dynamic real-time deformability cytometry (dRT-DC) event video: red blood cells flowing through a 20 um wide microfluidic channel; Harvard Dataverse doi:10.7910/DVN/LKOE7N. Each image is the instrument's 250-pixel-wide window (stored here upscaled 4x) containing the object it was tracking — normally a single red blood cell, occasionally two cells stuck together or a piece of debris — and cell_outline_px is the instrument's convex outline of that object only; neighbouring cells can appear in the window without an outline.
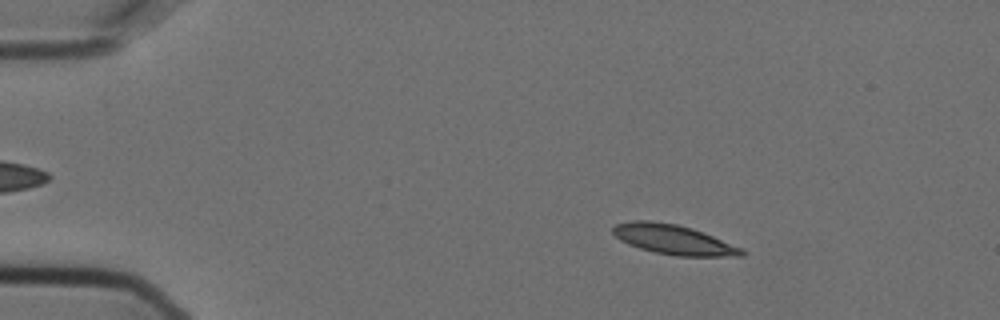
{"species": "Egyptian fruit bat (a non-hibernating species)", "species_latin": "Rousettus aegyptiacus", "temperature_condition": "cold", "stored_images_in_passage": 56, "camera_frame_rate_fps": 3000, "um_per_image_px": 0.085, "animal": {"sex": "female"}, "frame": {"image": 1, "passage_image": 9, "time_ms": 2.667, "image_size_px": [1000, 320], "cell_outline_px": [[744, 256], [676, 256], [656, 252], [640, 248], [628, 244], [620, 240], [612, 232], [612, 228], [616, 224], [632, 220], [648, 220], [676, 224], [692, 228], [704, 232], [744, 248]], "centroid_in_image_um": [57.27, 20.36], "position_along_channel_um": 27.7, "area_um2": 22.37}}
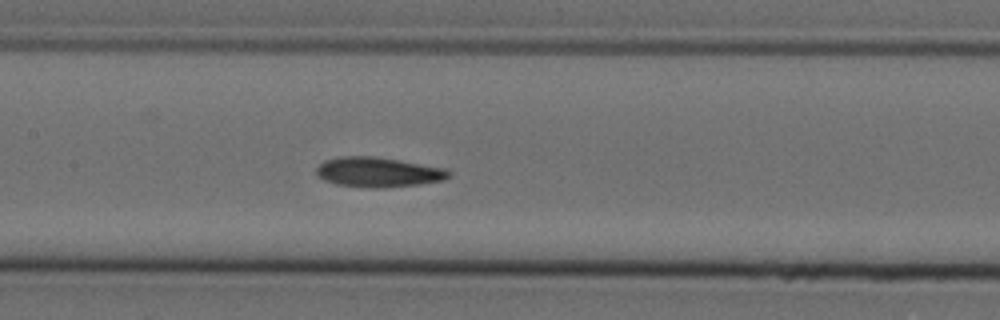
{"frame": {"image": 2, "passage_image": 27, "time_ms": 8.667, "image_size_px": [1000, 320], "cell_outline_px": [[452, 172], [444, 180], [420, 184], [384, 188], [372, 188], [336, 184], [324, 180], [316, 176], [316, 168], [324, 160], [340, 156], [376, 156], [448, 168]], "centroid_in_image_um": [32.15, 14.63], "position_along_channel_um": 175.2, "area_um2": 23.35}}
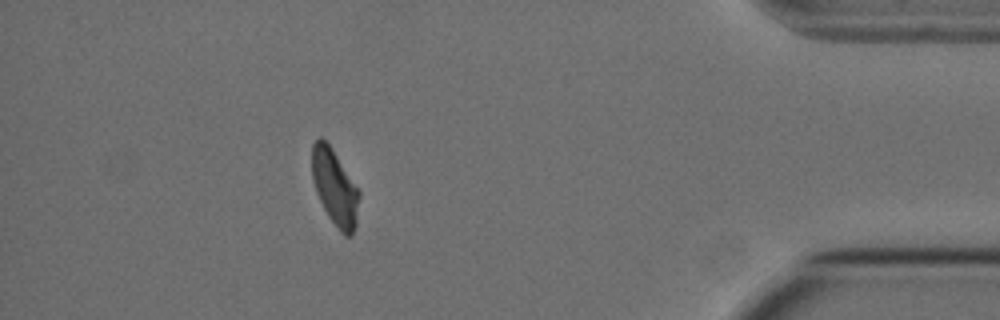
{"frame": {"image": 3, "passage_image": 50, "time_ms": 16.333, "image_size_px": [1000, 320], "cell_outline_px": [[360, 196], [356, 228], [352, 236], [344, 236], [340, 232], [328, 216], [316, 192], [312, 180], [312, 144], [320, 136], [332, 148], [360, 192]], "centroid_in_image_um": [28.47, 15.97], "position_along_channel_um": 406.7, "area_um2": 20.92}, "authors_computed_cell_mechanics": {"area_um2": 21.9351, "velocity_mm_per_s": 3.599, "shape_relaxation_time_tau1_ms": 8.8143, "shape_relaxation_time_tau2_ms": 4.9098, "deformation_change_tau1": 0.2257, "deformation_change_tau2": 0.1229}}